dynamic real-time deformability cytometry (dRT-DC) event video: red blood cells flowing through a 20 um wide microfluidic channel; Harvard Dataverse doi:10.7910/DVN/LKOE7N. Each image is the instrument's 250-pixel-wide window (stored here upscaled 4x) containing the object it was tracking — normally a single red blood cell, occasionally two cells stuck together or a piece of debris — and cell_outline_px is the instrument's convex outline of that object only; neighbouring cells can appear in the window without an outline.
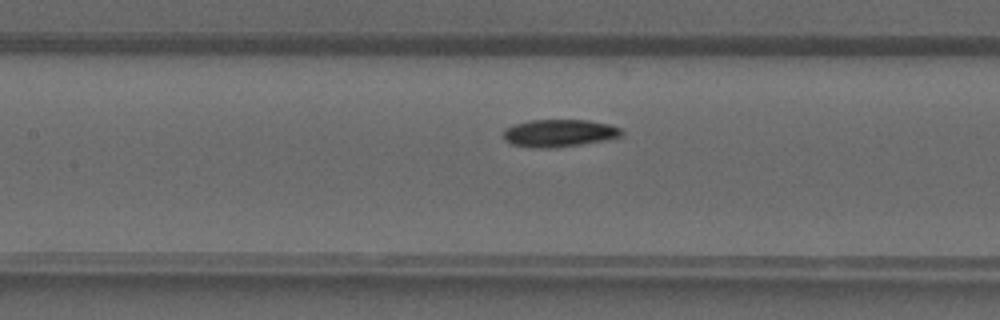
{"species": "common noctule bat (a hibernating species)", "species_latin": "Nyctalus noctula", "temperature_condition": "warm", "stored_images_in_passage": 37, "camera_frame_rate_fps": 3000, "um_per_image_px": 0.085, "animal": {"sex": "male", "forearm_length_mm": 52.5}, "frame": {"image": 1, "passage_image": 16, "time_ms": 5.0, "image_size_px": [1000, 320], "cell_outline_px": [[624, 132], [620, 136], [604, 140], [580, 144], [548, 148], [536, 148], [512, 144], [504, 140], [504, 128], [512, 124], [532, 120], [588, 120], [608, 124], [620, 128]], "centroid_in_image_um": [47.49, 11.3], "position_along_channel_um": 159.9, "area_um2": 18.79}}
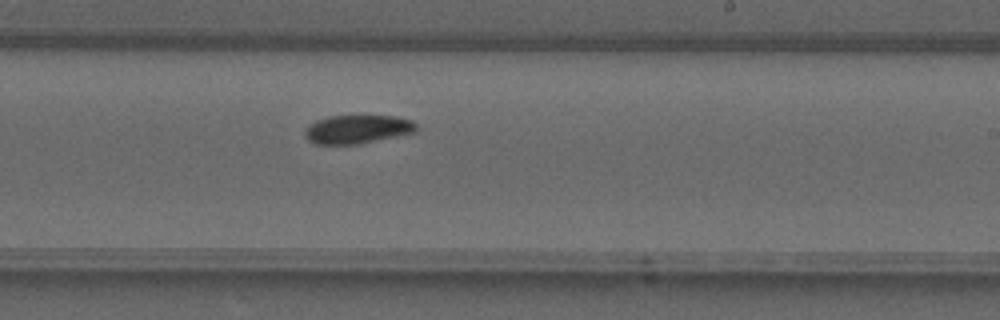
{"frame": {"image": 2, "passage_image": 22, "time_ms": 7.0, "image_size_px": [1000, 320], "cell_outline_px": [[420, 128], [416, 132], [360, 144], [316, 144], [308, 140], [304, 132], [316, 120], [328, 116], [396, 116], [412, 120]], "centroid_in_image_um": [30.44, 10.99], "position_along_channel_um": 258.6, "area_um2": 18.55}}
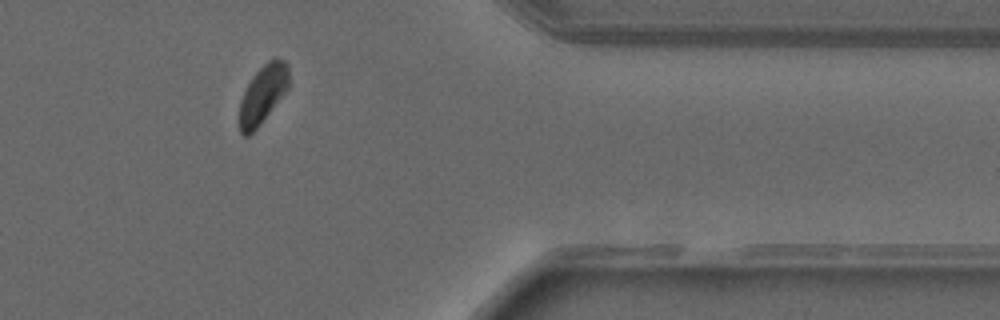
{"frame": {"image": 3, "passage_image": 31, "time_ms": 10.0, "image_size_px": [1000, 320], "cell_outline_px": [[288, 88], [260, 124], [248, 136], [244, 136], [240, 132], [240, 100], [252, 76], [268, 60], [284, 60], [288, 64]], "centroid_in_image_um": [22.33, 8.02], "position_along_channel_um": 389.1, "area_um2": 16.3}}